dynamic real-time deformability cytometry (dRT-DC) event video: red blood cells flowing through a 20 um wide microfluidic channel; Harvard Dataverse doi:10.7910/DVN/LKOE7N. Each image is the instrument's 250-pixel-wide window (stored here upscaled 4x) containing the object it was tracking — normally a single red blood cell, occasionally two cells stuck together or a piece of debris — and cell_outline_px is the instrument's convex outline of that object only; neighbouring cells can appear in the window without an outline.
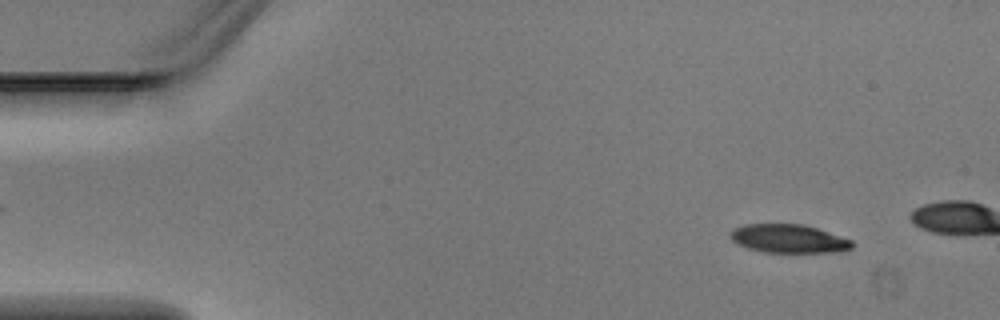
{"species": "Egyptian fruit bat (a non-hibernating species)", "species_latin": "Rousettus aegyptiacus", "temperature_condition": "warm", "stored_images_in_passage": 4, "camera_frame_rate_fps": 3000, "um_per_image_px": 0.085, "animal": {"sex": "male"}, "frame": {"image": 1, "passage_image": 1, "time_ms": 0.0, "image_size_px": [1000, 320], "cell_outline_px": [[852, 248], [844, 252], [764, 252], [748, 248], [736, 244], [728, 236], [728, 232], [732, 228], [744, 224], [804, 224], [852, 240]], "centroid_in_image_um": [66.98, 20.28], "position_along_channel_um": 18.0, "area_um2": 20.4}}